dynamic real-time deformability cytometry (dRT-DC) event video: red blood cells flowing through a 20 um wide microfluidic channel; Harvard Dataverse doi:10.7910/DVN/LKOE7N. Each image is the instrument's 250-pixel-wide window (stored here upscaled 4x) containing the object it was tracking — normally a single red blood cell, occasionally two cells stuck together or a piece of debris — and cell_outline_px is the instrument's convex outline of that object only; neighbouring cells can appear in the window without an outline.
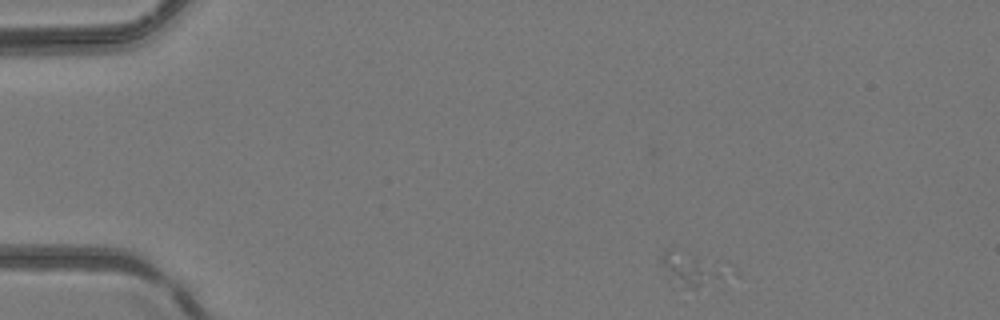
{"species": "common noctule bat (a hibernating species)", "species_latin": "Nyctalus noctula", "temperature_condition": "room temperature", "stored_images_in_passage": 43, "camera_frame_rate_fps": 3000, "um_per_image_px": 0.085, "animal": {"sex": "female", "body_mass_g": 24.6, "forearm_length_mm": 56.2}, "frame": {"image": 1, "passage_image": 1, "time_ms": 0.0, "image_size_px": [1000, 320], "cell_outline_px": [[740, 276], [696, 288], [684, 288], [660, 260], [664, 248], [672, 248], [716, 260], [736, 268]], "centroid_in_image_um": [59.16, 22.84], "position_along_channel_um": 25.8, "area_um2": 13.7}}
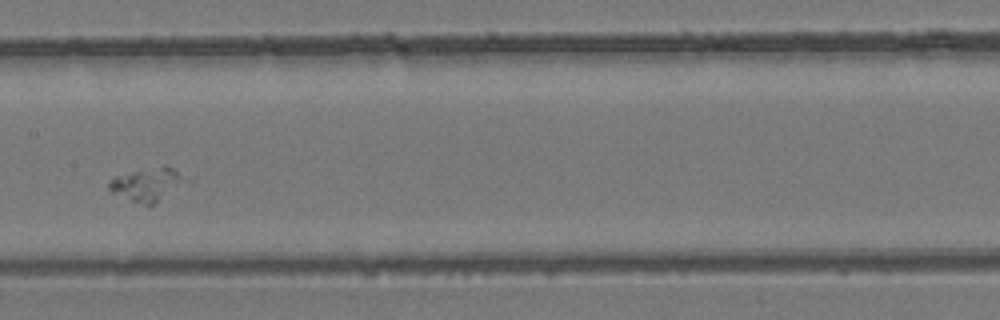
{"frame": {"image": 2, "passage_image": 19, "time_ms": 6.0, "image_size_px": [1000, 320], "cell_outline_px": [[180, 176], [156, 204], [144, 204], [132, 200], [112, 192], [108, 188], [108, 184], [116, 176], [164, 164], [172, 168]], "centroid_in_image_um": [12.31, 15.65], "position_along_channel_um": 195.1, "area_um2": 13.06}}
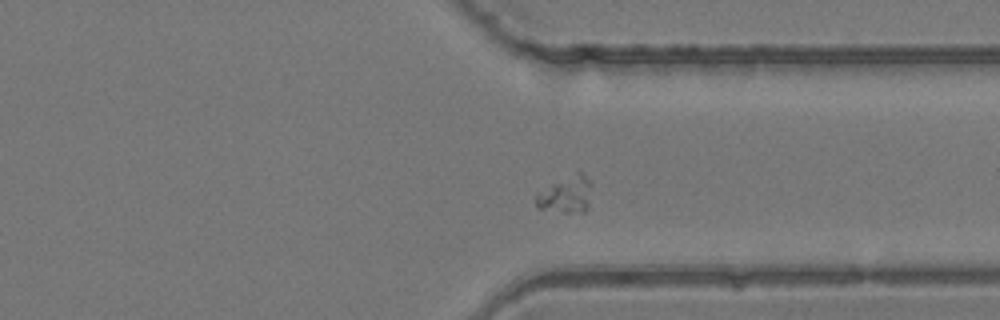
{"frame": {"image": 3, "passage_image": 31, "time_ms": 10.0, "image_size_px": [1000, 320], "cell_outline_px": [[592, 184], [588, 208], [584, 212], [564, 212], [536, 208], [536, 196], [552, 184], [580, 168]], "centroid_in_image_um": [48.18, 16.51], "position_along_channel_um": 363.2, "area_um2": 12.02}}